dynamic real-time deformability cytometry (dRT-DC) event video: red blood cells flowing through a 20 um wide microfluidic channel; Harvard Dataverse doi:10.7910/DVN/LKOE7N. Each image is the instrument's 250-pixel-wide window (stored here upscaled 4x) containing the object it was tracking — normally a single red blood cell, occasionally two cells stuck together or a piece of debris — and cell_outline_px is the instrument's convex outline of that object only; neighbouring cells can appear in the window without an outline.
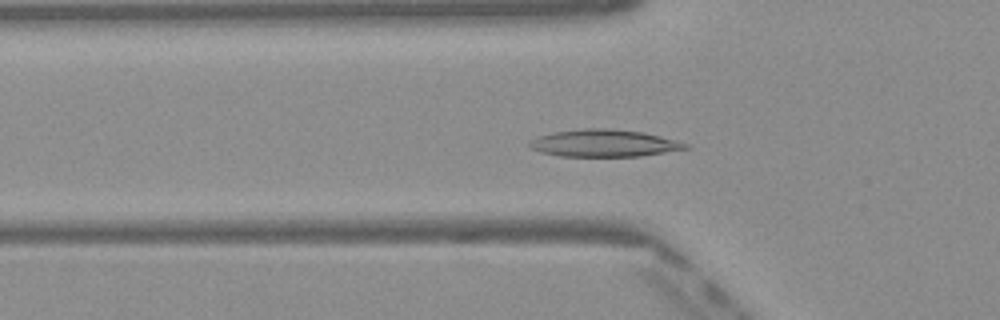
{"species": "Egyptian fruit bat (a non-hibernating species)", "species_latin": "Rousettus aegyptiacus", "temperature_condition": "warm", "stored_images_in_passage": 35, "camera_frame_rate_fps": 3000, "um_per_image_px": 0.085, "frame": {"image": 1, "passage_image": 2, "time_ms": 0.333, "image_size_px": [1000, 320], "cell_outline_px": [[692, 148], [640, 156], [560, 156], [540, 152], [532, 148], [528, 144], [532, 140], [540, 136], [556, 132], [584, 128], [608, 128], [644, 132], [660, 136], [688, 144]], "centroid_in_image_um": [51.38, 12.17], "position_along_channel_um": 74.4, "area_um2": 24.51}}
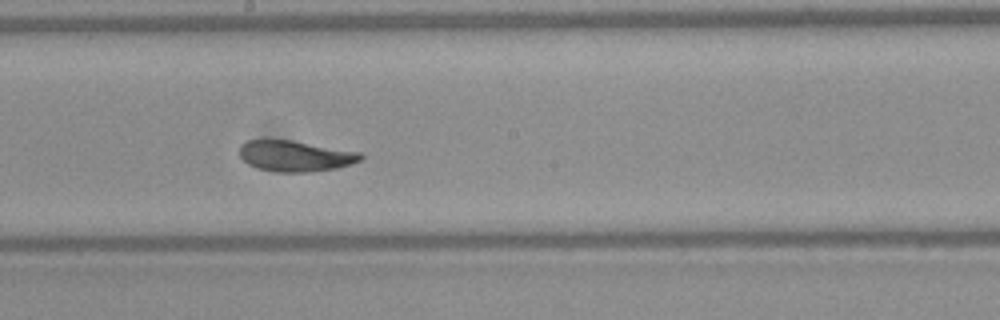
{"frame": {"image": 2, "passage_image": 13, "time_ms": 4.0, "image_size_px": [1000, 320], "cell_outline_px": [[364, 156], [360, 160], [352, 164], [336, 168], [308, 172], [276, 172], [256, 168], [248, 164], [240, 156], [240, 144], [248, 140], [292, 140], [360, 152]], "centroid_in_image_um": [25.09, 13.26], "position_along_channel_um": 223.1, "area_um2": 21.79}}
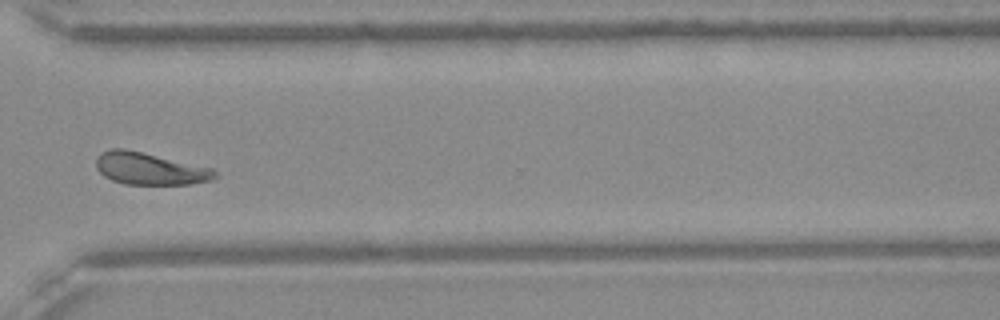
{"frame": {"image": 3, "passage_image": 23, "time_ms": 7.333, "image_size_px": [1000, 320], "cell_outline_px": [[220, 176], [216, 180], [188, 184], [124, 184], [112, 180], [104, 176], [96, 168], [96, 156], [112, 148], [124, 148], [212, 168]], "centroid_in_image_um": [12.76, 14.35], "position_along_channel_um": 357.8, "area_um2": 22.25}, "authors_computed_cell_mechanics": {"area_um2": 22.253, "velocity_mm_per_s": 4.0402, "shape_relaxation_time_tau1_ms": 4.3923, "shape_relaxation_time_tau2_ms": 1.716, "deformation_change_tau1": 0.1809, "deformation_change_tau2": 0.0505}}